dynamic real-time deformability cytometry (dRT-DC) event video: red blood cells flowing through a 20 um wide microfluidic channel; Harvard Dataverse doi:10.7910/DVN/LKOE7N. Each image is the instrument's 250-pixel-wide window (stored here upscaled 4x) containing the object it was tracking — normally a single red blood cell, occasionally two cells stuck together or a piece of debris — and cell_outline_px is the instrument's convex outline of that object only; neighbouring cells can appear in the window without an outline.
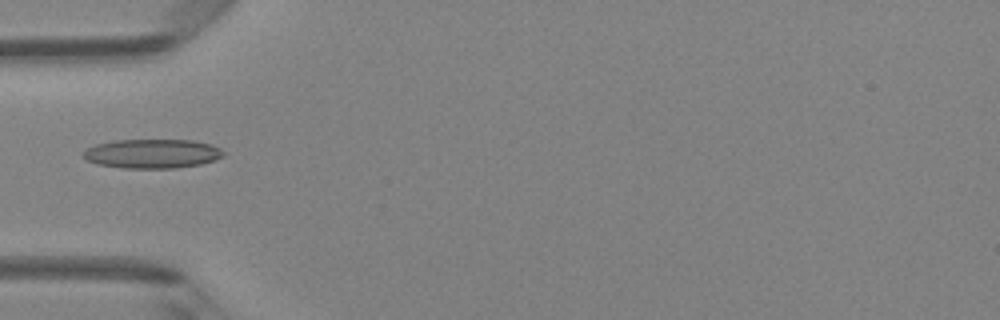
{"species": "Egyptian fruit bat (a non-hibernating species)", "species_latin": "Rousettus aegyptiacus", "temperature_condition": "room temperature", "stored_images_in_passage": 7, "camera_frame_rate_fps": 3000, "um_per_image_px": 0.085, "animal": {"sex": "female"}, "frame": {"image": 1, "passage_image": 5, "time_ms": 1.333, "image_size_px": [1000, 320], "cell_outline_px": [[224, 156], [200, 164], [176, 168], [124, 168], [96, 164], [88, 160], [80, 152], [96, 144], [116, 140], [192, 140], [208, 144], [220, 148], [224, 152]], "centroid_in_image_um": [12.91, 13.06], "position_along_channel_um": 72.1, "area_um2": 23.7}}
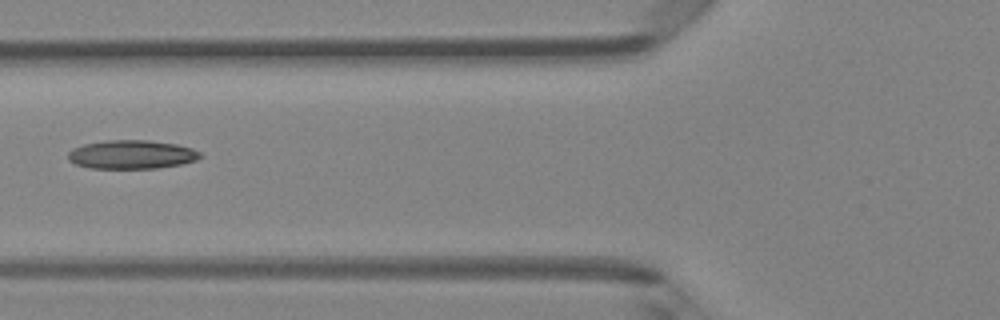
{"frame": {"image": 2, "passage_image": 6, "time_ms": 1.667, "image_size_px": [1000, 320], "cell_outline_px": [[204, 156], [196, 160], [180, 164], [156, 168], [88, 168], [76, 164], [68, 160], [68, 152], [72, 148], [84, 144], [108, 140], [148, 140], [176, 144], [192, 148], [200, 152]], "centroid_in_image_um": [11.19, 13.13], "position_along_channel_um": 114.6, "area_um2": 22.14}}
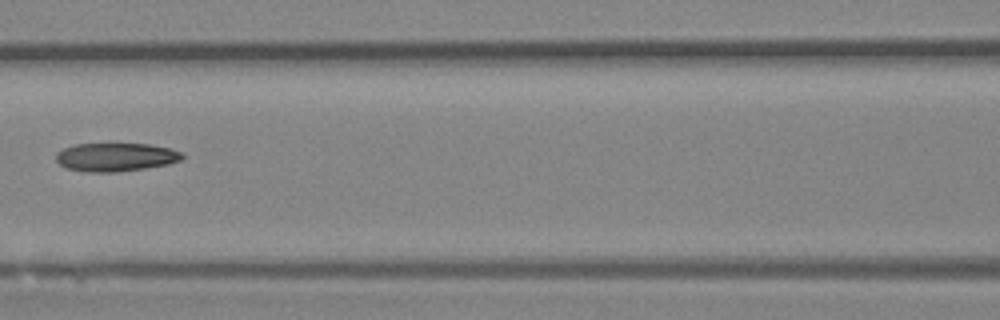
{"frame": {"image": 3, "passage_image": 7, "time_ms": 2.0, "image_size_px": [1000, 320], "cell_outline_px": [[184, 156], [180, 160], [168, 164], [144, 168], [112, 172], [88, 172], [68, 168], [60, 164], [56, 160], [56, 152], [64, 148], [76, 144], [148, 144], [168, 148], [180, 152]], "centroid_in_image_um": [9.81, 13.35], "position_along_channel_um": 156.8, "area_um2": 20.58}}